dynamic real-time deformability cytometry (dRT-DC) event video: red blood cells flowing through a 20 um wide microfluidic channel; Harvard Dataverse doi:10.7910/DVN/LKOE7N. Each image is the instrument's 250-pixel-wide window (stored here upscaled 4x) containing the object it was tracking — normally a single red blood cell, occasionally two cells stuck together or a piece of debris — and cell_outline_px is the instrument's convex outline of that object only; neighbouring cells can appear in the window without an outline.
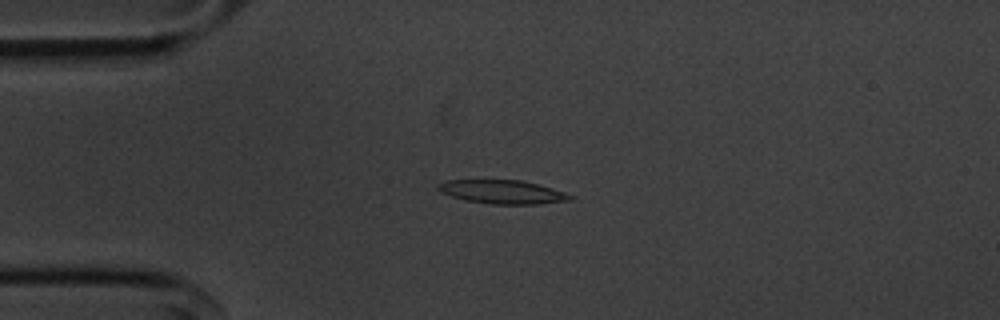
{"species": "common noctule bat (a hibernating species)", "species_latin": "Nyctalus noctula", "temperature_condition": "cold", "stored_images_in_passage": 44, "camera_frame_rate_fps": 3000, "um_per_image_px": 0.085, "animal": {"sex": "male", "body_mass_g": 20.1, "forearm_length_mm": 53.5}, "frame": {"image": 1, "passage_image": 2, "time_ms": 0.333, "image_size_px": [1000, 320], "cell_outline_px": [[576, 196], [572, 200], [536, 204], [492, 204], [464, 200], [440, 192], [436, 188], [444, 180], [520, 180], [552, 188]], "centroid_in_image_um": [42.72, 16.31], "position_along_channel_um": 42.3, "area_um2": 18.15}}
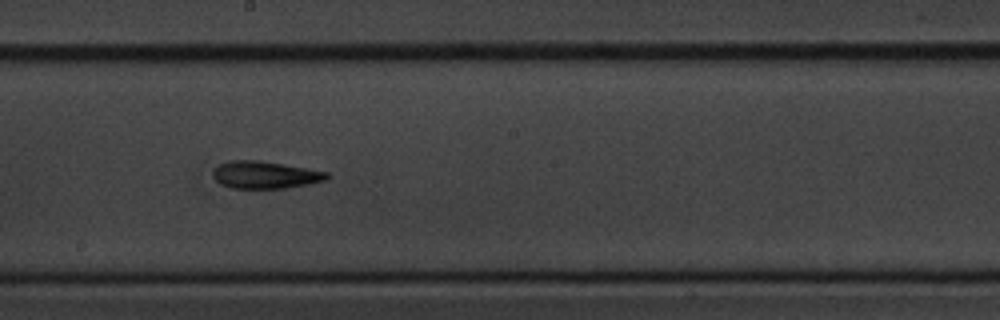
{"frame": {"image": 2, "passage_image": 19, "time_ms": 6.0, "image_size_px": [1000, 320], "cell_outline_px": [[332, 176], [328, 180], [288, 188], [232, 188], [220, 184], [212, 176], [212, 172], [220, 164], [228, 160], [260, 160], [308, 168], [328, 172]], "centroid_in_image_um": [22.57, 14.86], "position_along_channel_um": 225.6, "area_um2": 18.38}}
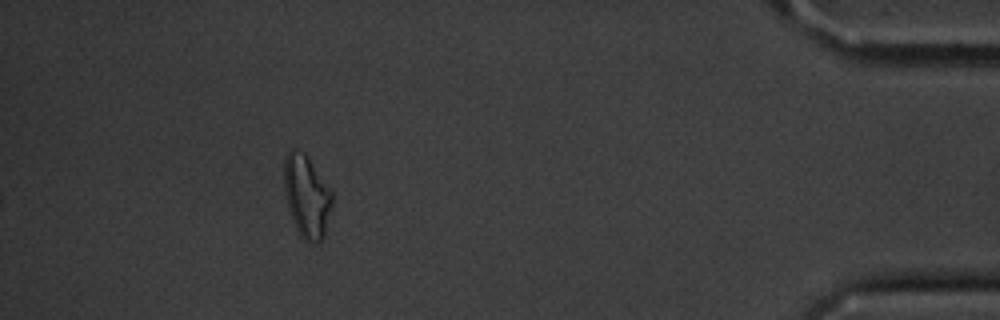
{"frame": {"image": 3, "passage_image": 39, "time_ms": 12.667, "image_size_px": [1000, 320], "cell_outline_px": [[332, 204], [324, 236], [320, 244], [308, 244], [300, 236], [292, 220], [288, 208], [284, 188], [284, 160], [288, 152], [292, 148], [304, 152], [308, 156], [332, 192]], "centroid_in_image_um": [26.07, 16.72], "position_along_channel_um": 409.1, "area_um2": 23.29}, "authors_computed_cell_mechanics": {"area_um2": 18.3226, "velocity_mm_per_s": 3.5915, "shape_relaxation_time_tau1_ms": 4.6054, "shape_relaxation_time_tau2_ms": 4.6286, "deformation_change_tau1": 0.1265, "deformation_change_tau2": 0.1581}}